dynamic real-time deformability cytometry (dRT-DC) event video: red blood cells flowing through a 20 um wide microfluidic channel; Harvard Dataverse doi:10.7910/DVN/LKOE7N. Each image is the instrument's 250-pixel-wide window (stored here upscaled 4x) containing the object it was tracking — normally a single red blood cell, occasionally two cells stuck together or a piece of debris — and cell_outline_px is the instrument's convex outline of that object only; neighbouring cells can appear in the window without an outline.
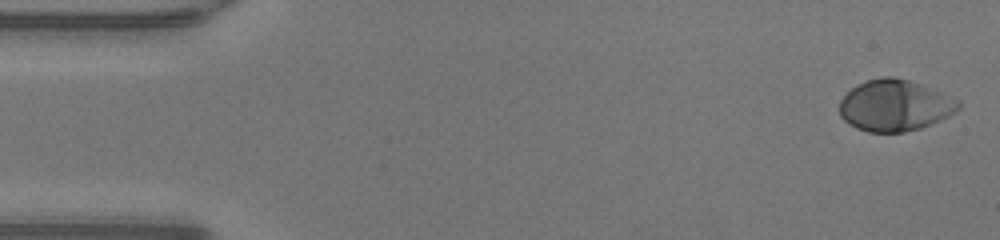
{"species": "human", "species_latin": "Homo sapiens", "temperature_condition": "warm", "stored_images_in_passage": 47, "camera_frame_rate_fps": 3000, "um_per_image_px": 0.085, "donor": {"sex": "male"}, "frame": {"image": 1, "passage_image": 1, "time_ms": 0.0, "image_size_px": [1000, 240], "cell_outline_px": [[960, 108], [956, 112], [940, 120], [920, 128], [904, 132], [868, 132], [856, 128], [848, 124], [840, 116], [840, 100], [852, 88], [868, 80], [884, 76], [896, 76], [908, 80], [940, 92], [956, 100], [960, 104]], "centroid_in_image_um": [76.03, 8.98], "position_along_channel_um": 9.0, "area_um2": 35.2}}
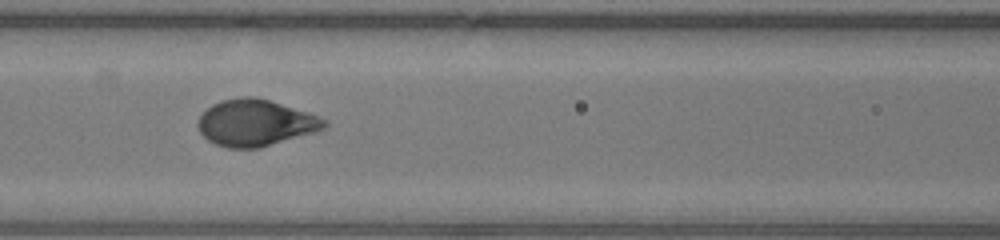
{"frame": {"image": 2, "passage_image": 20, "time_ms": 6.333, "image_size_px": [1000, 240], "cell_outline_px": [[328, 124], [324, 128], [316, 132], [260, 148], [228, 148], [216, 144], [208, 140], [200, 132], [196, 124], [200, 116], [212, 104], [220, 100], [240, 96], [256, 96], [308, 112], [324, 120]], "centroid_in_image_um": [21.69, 10.44], "position_along_channel_um": 144.9, "area_um2": 34.28}}
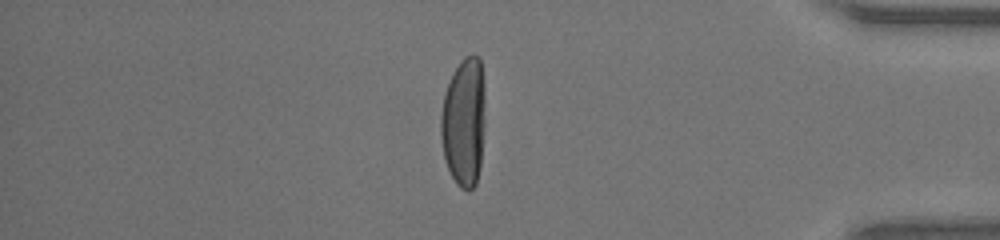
{"frame": {"image": 3, "passage_image": 40, "time_ms": 13.0, "image_size_px": [1000, 240], "cell_outline_px": [[484, 124], [480, 168], [476, 184], [468, 192], [460, 188], [456, 184], [444, 160], [440, 136], [440, 116], [444, 92], [452, 72], [460, 60], [464, 56], [476, 56], [480, 60], [484, 84]], "centroid_in_image_um": [39.41, 10.38], "position_along_channel_um": 395.8, "area_um2": 33.87}, "authors_computed_cell_mechanics": {"area_um2": 34.391, "velocity_mm_per_s": 4.2976, "shape_relaxation_time_tau1_ms": 2.7343, "shape_relaxation_time_tau2_ms": null, "deformation_change_tau1": 0.2141, "deformation_change_tau2": null}}